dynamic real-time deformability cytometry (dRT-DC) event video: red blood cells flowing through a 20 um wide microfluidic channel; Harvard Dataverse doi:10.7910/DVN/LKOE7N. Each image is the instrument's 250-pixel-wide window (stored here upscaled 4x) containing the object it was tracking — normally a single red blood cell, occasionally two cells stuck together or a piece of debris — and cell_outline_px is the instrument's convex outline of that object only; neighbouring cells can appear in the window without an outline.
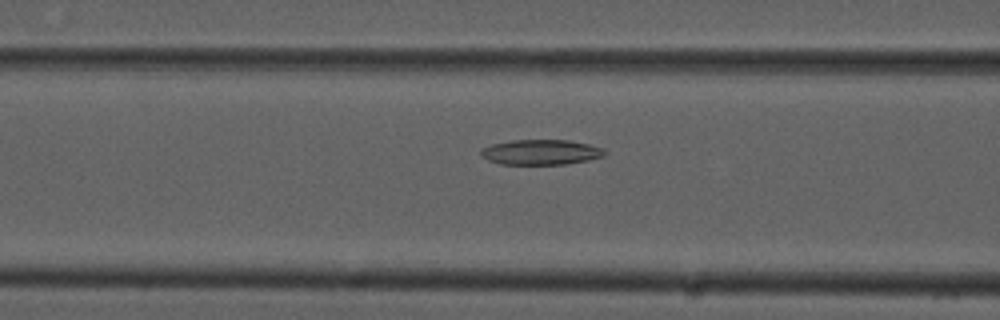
{"species": "common noctule bat (a hibernating species)", "species_latin": "Nyctalus noctula", "temperature_condition": "cold", "stored_images_in_passage": 32, "camera_frame_rate_fps": 3000, "um_per_image_px": 0.085, "animal": {"sex": "male", "forearm_length_mm": 52.5}, "frame": {"image": 1, "passage_image": 6, "time_ms": 1.667, "image_size_px": [1000, 320], "cell_outline_px": [[608, 152], [604, 156], [588, 160], [564, 164], [500, 164], [488, 160], [480, 152], [484, 148], [492, 144], [512, 140], [568, 140], [588, 144], [604, 148]], "centroid_in_image_um": [46.03, 12.93], "position_along_channel_um": 120.6, "area_um2": 18.03}}
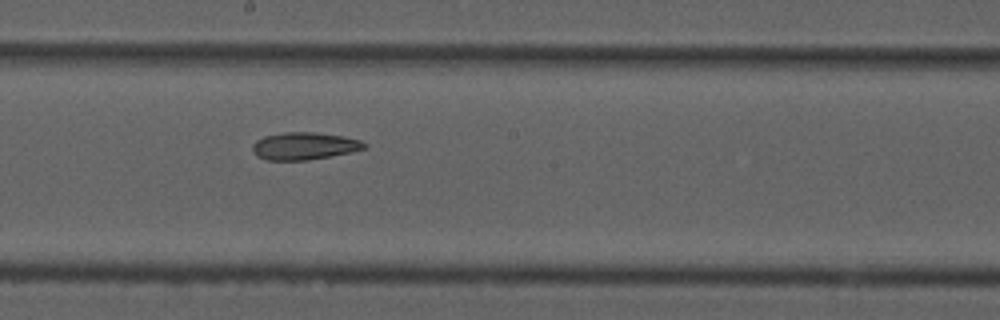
{"frame": {"image": 2, "passage_image": 14, "time_ms": 4.333, "image_size_px": [1000, 320], "cell_outline_px": [[368, 148], [352, 152], [308, 160], [268, 160], [256, 156], [252, 152], [252, 144], [256, 140], [264, 136], [284, 132], [312, 132], [344, 136], [360, 140], [368, 144]], "centroid_in_image_um": [25.87, 12.41], "position_along_channel_um": 222.3, "area_um2": 18.03}}
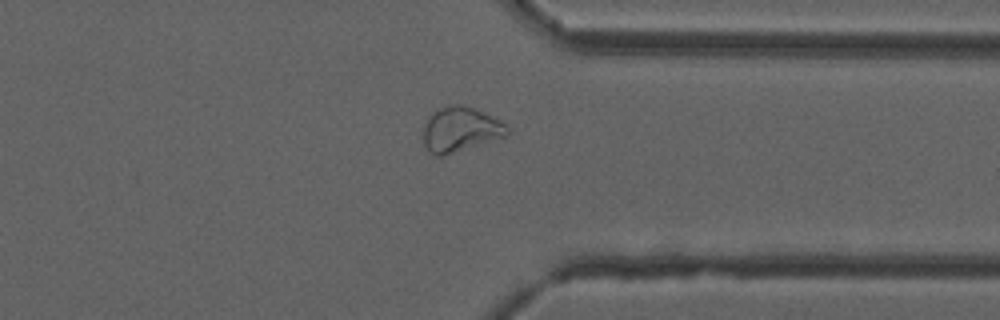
{"frame": {"image": 3, "passage_image": 26, "time_ms": 8.333, "image_size_px": [1000, 320], "cell_outline_px": [[508, 136], [440, 156], [436, 156], [428, 152], [424, 144], [424, 124], [428, 116], [440, 108], [448, 104], [460, 104], [472, 108], [500, 120], [508, 128]], "centroid_in_image_um": [39.11, 11.0], "position_along_channel_um": 372.3, "area_um2": 21.68}, "authors_computed_cell_mechanics": {"area_um2": 18.496, "velocity_mm_per_s": 3.817, "shape_relaxation_time_tau1_ms": null, "shape_relaxation_time_tau2_ms": 10.9123, "deformation_change_tau1": null, "deformation_change_tau2": 0.2015}}